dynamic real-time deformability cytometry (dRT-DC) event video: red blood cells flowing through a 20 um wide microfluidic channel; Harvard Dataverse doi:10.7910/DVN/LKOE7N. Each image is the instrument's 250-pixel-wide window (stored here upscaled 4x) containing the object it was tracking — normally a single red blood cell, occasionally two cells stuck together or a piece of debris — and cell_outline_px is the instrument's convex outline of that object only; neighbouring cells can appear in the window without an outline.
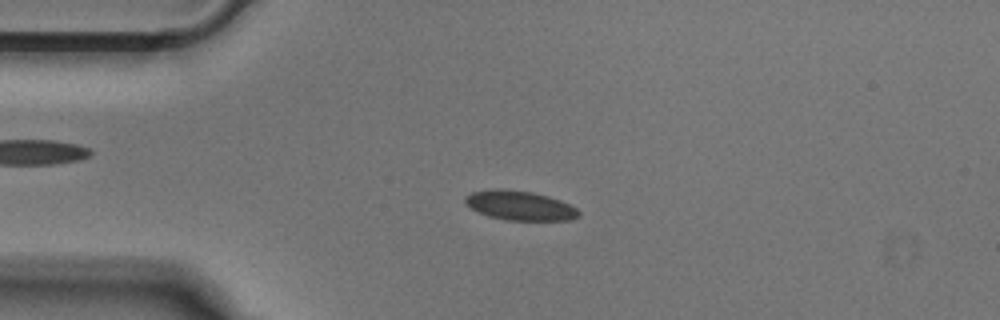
{"species": "Egyptian fruit bat (a non-hibernating species)", "species_latin": "Rousettus aegyptiacus", "temperature_condition": "cold", "stored_images_in_passage": 47, "camera_frame_rate_fps": 3000, "um_per_image_px": 0.085, "animal": {"sex": "male"}, "frame": {"image": 1, "passage_image": 7, "time_ms": 2.0, "image_size_px": [1000, 320], "cell_outline_px": [[580, 216], [572, 220], [504, 220], [488, 216], [464, 204], [464, 196], [472, 192], [496, 188], [500, 188], [532, 192], [548, 196], [560, 200], [576, 208], [580, 212]], "centroid_in_image_um": [44.17, 17.47], "position_along_channel_um": 40.8, "area_um2": 19.54}}
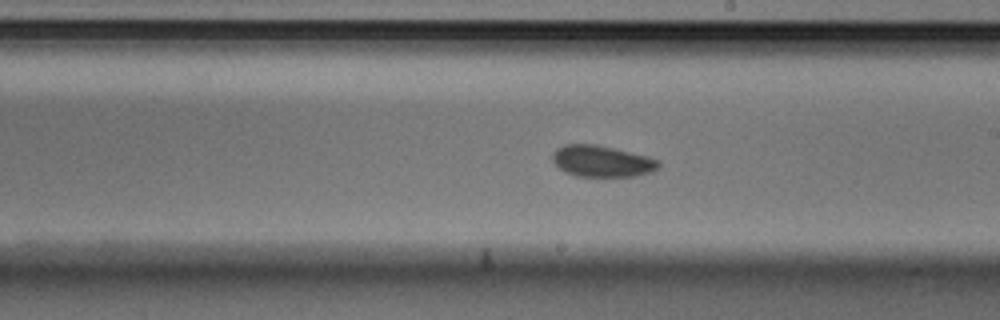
{"frame": {"image": 2, "passage_image": 24, "time_ms": 7.667, "image_size_px": [1000, 320], "cell_outline_px": [[660, 168], [652, 172], [636, 176], [576, 176], [564, 172], [552, 160], [552, 152], [556, 148], [564, 144], [596, 144], [648, 156], [660, 160]], "centroid_in_image_um": [51.17, 13.7], "position_along_channel_um": 237.8, "area_um2": 19.59}}
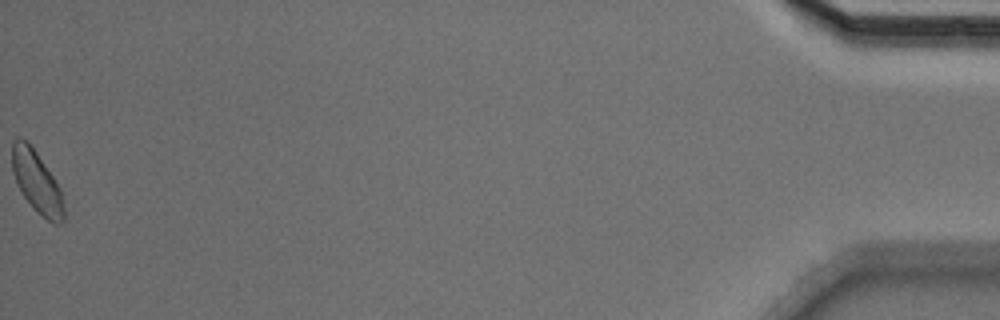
{"frame": {"image": 3, "passage_image": 47, "time_ms": 15.333, "image_size_px": [1000, 320], "cell_outline_px": [[64, 220], [60, 224], [56, 224], [48, 220], [36, 212], [24, 196], [12, 172], [12, 140], [28, 140], [60, 188], [64, 208]], "centroid_in_image_um": [3.13, 15.49], "position_along_channel_um": 432.1, "area_um2": 18.26}}